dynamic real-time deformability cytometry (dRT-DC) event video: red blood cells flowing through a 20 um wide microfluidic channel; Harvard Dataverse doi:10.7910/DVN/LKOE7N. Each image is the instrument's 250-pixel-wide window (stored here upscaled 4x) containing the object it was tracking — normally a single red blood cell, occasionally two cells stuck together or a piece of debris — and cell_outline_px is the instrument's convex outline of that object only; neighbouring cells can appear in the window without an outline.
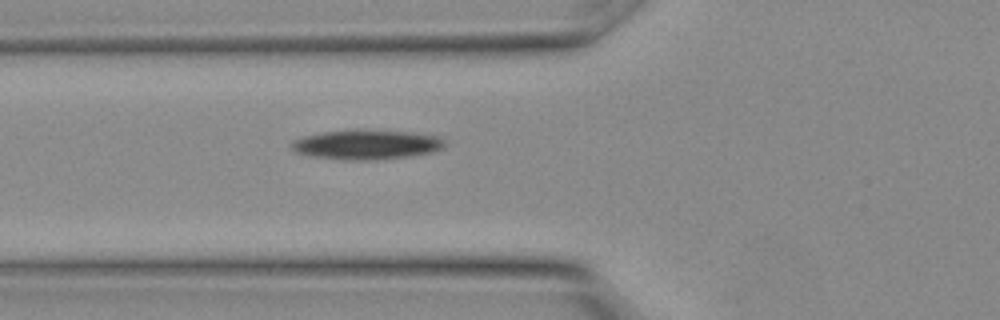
{"species": "Egyptian fruit bat (a non-hibernating species)", "species_latin": "Rousettus aegyptiacus", "temperature_condition": "warm", "stored_images_in_passage": 5, "camera_frame_rate_fps": 3000, "um_per_image_px": 0.085, "animal": {"sex": "female"}, "frame": {"image": 1, "passage_image": 3, "time_ms": 0.667, "image_size_px": [1000, 320], "cell_outline_px": [[448, 144], [444, 148], [432, 152], [408, 156], [376, 160], [344, 160], [308, 156], [296, 152], [292, 148], [292, 140], [304, 136], [324, 132], [408, 132], [440, 136]], "centroid_in_image_um": [31.19, 12.33], "position_along_channel_um": 94.6, "area_um2": 25.72}}
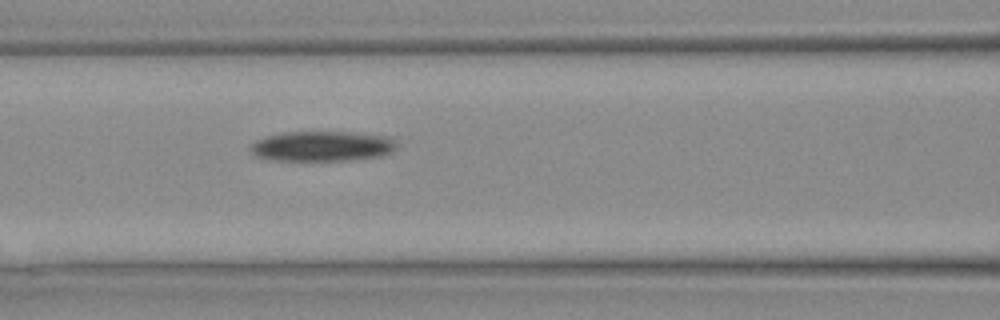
{"frame": {"image": 2, "passage_image": 5, "time_ms": 1.333, "image_size_px": [1000, 320], "cell_outline_px": [[396, 148], [392, 152], [384, 156], [348, 160], [268, 160], [252, 156], [248, 148], [256, 140], [268, 136], [284, 132], [340, 132], [380, 136], [392, 140], [396, 144]], "centroid_in_image_um": [27.28, 12.45], "position_along_channel_um": 139.3, "area_um2": 25.49}}